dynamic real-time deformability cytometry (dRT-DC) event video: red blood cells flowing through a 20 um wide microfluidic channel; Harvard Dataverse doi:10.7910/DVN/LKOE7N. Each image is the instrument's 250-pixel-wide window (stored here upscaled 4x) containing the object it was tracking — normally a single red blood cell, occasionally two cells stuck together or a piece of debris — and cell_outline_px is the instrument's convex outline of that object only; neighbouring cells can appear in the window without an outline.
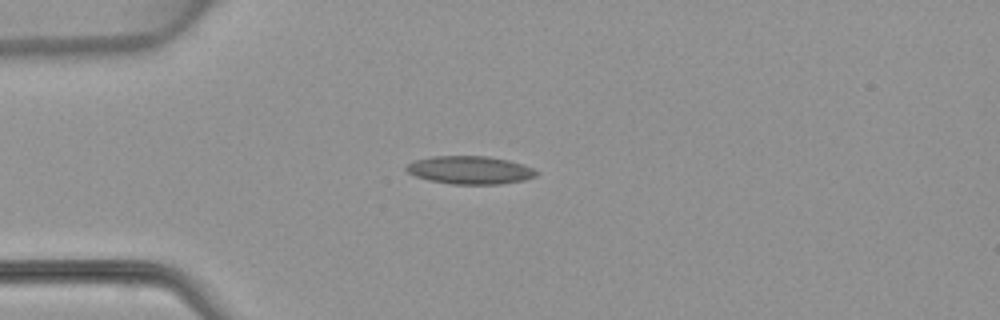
{"species": "common noctule bat (a hibernating species)", "species_latin": "Nyctalus noctula", "temperature_condition": "warm", "stored_images_in_passage": 2, "camera_frame_rate_fps": 3000, "um_per_image_px": 0.085, "animal": {"sex": "female", "body_mass_g": 22.7, "forearm_length_mm": 54.2}, "frame": {"image": 1, "passage_image": 2, "time_ms": 1.333, "image_size_px": [1000, 320], "cell_outline_px": [[540, 172], [536, 176], [524, 180], [500, 184], [452, 184], [428, 180], [416, 176], [408, 172], [404, 168], [408, 164], [416, 160], [432, 156], [488, 156], [508, 160], [524, 164]], "centroid_in_image_um": [39.97, 14.45], "position_along_channel_um": 45.0, "area_um2": 21.27}}